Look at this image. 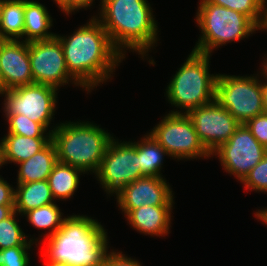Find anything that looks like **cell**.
Segmentation results:
<instances>
[{"label": "cell", "mask_w": 267, "mask_h": 266, "mask_svg": "<svg viewBox=\"0 0 267 266\" xmlns=\"http://www.w3.org/2000/svg\"><path fill=\"white\" fill-rule=\"evenodd\" d=\"M55 37L62 45L69 73L87 94L114 77V70L124 59L95 16L70 36L56 34Z\"/></svg>", "instance_id": "1"}, {"label": "cell", "mask_w": 267, "mask_h": 266, "mask_svg": "<svg viewBox=\"0 0 267 266\" xmlns=\"http://www.w3.org/2000/svg\"><path fill=\"white\" fill-rule=\"evenodd\" d=\"M99 10L95 18L124 58L125 49H129L145 59L151 47L157 44V21L147 0H103Z\"/></svg>", "instance_id": "2"}, {"label": "cell", "mask_w": 267, "mask_h": 266, "mask_svg": "<svg viewBox=\"0 0 267 266\" xmlns=\"http://www.w3.org/2000/svg\"><path fill=\"white\" fill-rule=\"evenodd\" d=\"M107 235L96 219L80 214L67 215L55 234L39 241L46 244L42 257H46V262L72 266H102L109 252Z\"/></svg>", "instance_id": "3"}, {"label": "cell", "mask_w": 267, "mask_h": 266, "mask_svg": "<svg viewBox=\"0 0 267 266\" xmlns=\"http://www.w3.org/2000/svg\"><path fill=\"white\" fill-rule=\"evenodd\" d=\"M96 125L79 120L53 126L52 141L56 146L58 161L78 168L85 174H95L114 138L110 132Z\"/></svg>", "instance_id": "4"}, {"label": "cell", "mask_w": 267, "mask_h": 266, "mask_svg": "<svg viewBox=\"0 0 267 266\" xmlns=\"http://www.w3.org/2000/svg\"><path fill=\"white\" fill-rule=\"evenodd\" d=\"M210 56L192 50L172 76L165 94L168 102L181 110H171L169 113L187 114L215 100L218 74H210Z\"/></svg>", "instance_id": "5"}, {"label": "cell", "mask_w": 267, "mask_h": 266, "mask_svg": "<svg viewBox=\"0 0 267 266\" xmlns=\"http://www.w3.org/2000/svg\"><path fill=\"white\" fill-rule=\"evenodd\" d=\"M196 22L201 31L198 42L192 49L209 54L220 46L240 41L259 30L246 15L210 2H199Z\"/></svg>", "instance_id": "6"}, {"label": "cell", "mask_w": 267, "mask_h": 266, "mask_svg": "<svg viewBox=\"0 0 267 266\" xmlns=\"http://www.w3.org/2000/svg\"><path fill=\"white\" fill-rule=\"evenodd\" d=\"M257 75H217L215 101L241 124L264 113L262 81Z\"/></svg>", "instance_id": "7"}, {"label": "cell", "mask_w": 267, "mask_h": 266, "mask_svg": "<svg viewBox=\"0 0 267 266\" xmlns=\"http://www.w3.org/2000/svg\"><path fill=\"white\" fill-rule=\"evenodd\" d=\"M177 160L210 158L212 155L199 140L192 121L187 114L168 113L148 132Z\"/></svg>", "instance_id": "8"}, {"label": "cell", "mask_w": 267, "mask_h": 266, "mask_svg": "<svg viewBox=\"0 0 267 266\" xmlns=\"http://www.w3.org/2000/svg\"><path fill=\"white\" fill-rule=\"evenodd\" d=\"M95 175L109 196H114L127 184L142 178L137 142H119L113 138Z\"/></svg>", "instance_id": "9"}, {"label": "cell", "mask_w": 267, "mask_h": 266, "mask_svg": "<svg viewBox=\"0 0 267 266\" xmlns=\"http://www.w3.org/2000/svg\"><path fill=\"white\" fill-rule=\"evenodd\" d=\"M58 89L49 85L28 84L0 92L4 114H21L42 124L47 130L55 115Z\"/></svg>", "instance_id": "10"}, {"label": "cell", "mask_w": 267, "mask_h": 266, "mask_svg": "<svg viewBox=\"0 0 267 266\" xmlns=\"http://www.w3.org/2000/svg\"><path fill=\"white\" fill-rule=\"evenodd\" d=\"M29 59L34 83L49 85L58 90L69 82L83 87L69 73L62 45L56 37L29 42Z\"/></svg>", "instance_id": "11"}, {"label": "cell", "mask_w": 267, "mask_h": 266, "mask_svg": "<svg viewBox=\"0 0 267 266\" xmlns=\"http://www.w3.org/2000/svg\"><path fill=\"white\" fill-rule=\"evenodd\" d=\"M267 154L245 124H241L226 143L211 155H217L222 168L242 181Z\"/></svg>", "instance_id": "12"}, {"label": "cell", "mask_w": 267, "mask_h": 266, "mask_svg": "<svg viewBox=\"0 0 267 266\" xmlns=\"http://www.w3.org/2000/svg\"><path fill=\"white\" fill-rule=\"evenodd\" d=\"M199 140L212 154L235 133L241 125L215 100L187 113Z\"/></svg>", "instance_id": "13"}, {"label": "cell", "mask_w": 267, "mask_h": 266, "mask_svg": "<svg viewBox=\"0 0 267 266\" xmlns=\"http://www.w3.org/2000/svg\"><path fill=\"white\" fill-rule=\"evenodd\" d=\"M115 195L124 215L141 206L174 205V193L165 177L144 176L127 184Z\"/></svg>", "instance_id": "14"}, {"label": "cell", "mask_w": 267, "mask_h": 266, "mask_svg": "<svg viewBox=\"0 0 267 266\" xmlns=\"http://www.w3.org/2000/svg\"><path fill=\"white\" fill-rule=\"evenodd\" d=\"M0 65L3 91L34 83L29 59V42L0 39Z\"/></svg>", "instance_id": "15"}, {"label": "cell", "mask_w": 267, "mask_h": 266, "mask_svg": "<svg viewBox=\"0 0 267 266\" xmlns=\"http://www.w3.org/2000/svg\"><path fill=\"white\" fill-rule=\"evenodd\" d=\"M173 206H141L126 214V219L133 229L151 236H166L170 233Z\"/></svg>", "instance_id": "16"}, {"label": "cell", "mask_w": 267, "mask_h": 266, "mask_svg": "<svg viewBox=\"0 0 267 266\" xmlns=\"http://www.w3.org/2000/svg\"><path fill=\"white\" fill-rule=\"evenodd\" d=\"M52 137H26L8 133L1 139L2 165L19 164L44 149Z\"/></svg>", "instance_id": "17"}, {"label": "cell", "mask_w": 267, "mask_h": 266, "mask_svg": "<svg viewBox=\"0 0 267 266\" xmlns=\"http://www.w3.org/2000/svg\"><path fill=\"white\" fill-rule=\"evenodd\" d=\"M58 162L57 150L53 141L29 159L18 164L17 184L47 180Z\"/></svg>", "instance_id": "18"}, {"label": "cell", "mask_w": 267, "mask_h": 266, "mask_svg": "<svg viewBox=\"0 0 267 266\" xmlns=\"http://www.w3.org/2000/svg\"><path fill=\"white\" fill-rule=\"evenodd\" d=\"M53 19L47 7L38 1L25 0L23 38L25 42L49 40L56 34L49 32Z\"/></svg>", "instance_id": "19"}, {"label": "cell", "mask_w": 267, "mask_h": 266, "mask_svg": "<svg viewBox=\"0 0 267 266\" xmlns=\"http://www.w3.org/2000/svg\"><path fill=\"white\" fill-rule=\"evenodd\" d=\"M56 202L47 180L17 184L15 189V211L23 215L32 210Z\"/></svg>", "instance_id": "20"}, {"label": "cell", "mask_w": 267, "mask_h": 266, "mask_svg": "<svg viewBox=\"0 0 267 266\" xmlns=\"http://www.w3.org/2000/svg\"><path fill=\"white\" fill-rule=\"evenodd\" d=\"M24 10L25 0H0V39L23 41Z\"/></svg>", "instance_id": "21"}, {"label": "cell", "mask_w": 267, "mask_h": 266, "mask_svg": "<svg viewBox=\"0 0 267 266\" xmlns=\"http://www.w3.org/2000/svg\"><path fill=\"white\" fill-rule=\"evenodd\" d=\"M82 173L85 174L78 168L58 161L47 178L54 200L63 201L73 197Z\"/></svg>", "instance_id": "22"}, {"label": "cell", "mask_w": 267, "mask_h": 266, "mask_svg": "<svg viewBox=\"0 0 267 266\" xmlns=\"http://www.w3.org/2000/svg\"><path fill=\"white\" fill-rule=\"evenodd\" d=\"M137 155L143 177H163L161 173L163 159L164 156H169V154L149 133L137 141Z\"/></svg>", "instance_id": "23"}, {"label": "cell", "mask_w": 267, "mask_h": 266, "mask_svg": "<svg viewBox=\"0 0 267 266\" xmlns=\"http://www.w3.org/2000/svg\"><path fill=\"white\" fill-rule=\"evenodd\" d=\"M62 215L60 207L54 202L26 212L24 217L26 216L27 221L38 230L48 229L49 233L43 234L45 238H48L61 228L65 219Z\"/></svg>", "instance_id": "24"}, {"label": "cell", "mask_w": 267, "mask_h": 266, "mask_svg": "<svg viewBox=\"0 0 267 266\" xmlns=\"http://www.w3.org/2000/svg\"><path fill=\"white\" fill-rule=\"evenodd\" d=\"M18 213L15 211L10 217L0 221V250L15 246H33L38 239L27 236L18 224ZM35 240V241H34Z\"/></svg>", "instance_id": "25"}, {"label": "cell", "mask_w": 267, "mask_h": 266, "mask_svg": "<svg viewBox=\"0 0 267 266\" xmlns=\"http://www.w3.org/2000/svg\"><path fill=\"white\" fill-rule=\"evenodd\" d=\"M4 116L8 122V133L26 137H52L53 130L48 131L42 124L32 121L25 115L5 114Z\"/></svg>", "instance_id": "26"}, {"label": "cell", "mask_w": 267, "mask_h": 266, "mask_svg": "<svg viewBox=\"0 0 267 266\" xmlns=\"http://www.w3.org/2000/svg\"><path fill=\"white\" fill-rule=\"evenodd\" d=\"M210 2L248 16L258 27L262 20L264 0H201Z\"/></svg>", "instance_id": "27"}, {"label": "cell", "mask_w": 267, "mask_h": 266, "mask_svg": "<svg viewBox=\"0 0 267 266\" xmlns=\"http://www.w3.org/2000/svg\"><path fill=\"white\" fill-rule=\"evenodd\" d=\"M240 183L247 190L267 193V154Z\"/></svg>", "instance_id": "28"}, {"label": "cell", "mask_w": 267, "mask_h": 266, "mask_svg": "<svg viewBox=\"0 0 267 266\" xmlns=\"http://www.w3.org/2000/svg\"><path fill=\"white\" fill-rule=\"evenodd\" d=\"M32 246H15L0 250V266H30L29 250Z\"/></svg>", "instance_id": "29"}, {"label": "cell", "mask_w": 267, "mask_h": 266, "mask_svg": "<svg viewBox=\"0 0 267 266\" xmlns=\"http://www.w3.org/2000/svg\"><path fill=\"white\" fill-rule=\"evenodd\" d=\"M245 125L257 141L267 148V114H259L256 117L249 119Z\"/></svg>", "instance_id": "30"}, {"label": "cell", "mask_w": 267, "mask_h": 266, "mask_svg": "<svg viewBox=\"0 0 267 266\" xmlns=\"http://www.w3.org/2000/svg\"><path fill=\"white\" fill-rule=\"evenodd\" d=\"M102 266H142V264H140V262L136 259L122 254V251L117 252L111 250L107 253Z\"/></svg>", "instance_id": "31"}, {"label": "cell", "mask_w": 267, "mask_h": 266, "mask_svg": "<svg viewBox=\"0 0 267 266\" xmlns=\"http://www.w3.org/2000/svg\"><path fill=\"white\" fill-rule=\"evenodd\" d=\"M95 0H61L57 5L66 15L75 13L80 9L90 8ZM100 8L102 6L103 0H100Z\"/></svg>", "instance_id": "32"}, {"label": "cell", "mask_w": 267, "mask_h": 266, "mask_svg": "<svg viewBox=\"0 0 267 266\" xmlns=\"http://www.w3.org/2000/svg\"><path fill=\"white\" fill-rule=\"evenodd\" d=\"M0 205H15V189L1 175Z\"/></svg>", "instance_id": "33"}, {"label": "cell", "mask_w": 267, "mask_h": 266, "mask_svg": "<svg viewBox=\"0 0 267 266\" xmlns=\"http://www.w3.org/2000/svg\"><path fill=\"white\" fill-rule=\"evenodd\" d=\"M15 205H0V221L10 217L15 212Z\"/></svg>", "instance_id": "34"}, {"label": "cell", "mask_w": 267, "mask_h": 266, "mask_svg": "<svg viewBox=\"0 0 267 266\" xmlns=\"http://www.w3.org/2000/svg\"><path fill=\"white\" fill-rule=\"evenodd\" d=\"M266 3V4H265ZM267 2L266 0H264V4H263V15H262V20L261 23L259 25V30L262 29L265 31L267 30Z\"/></svg>", "instance_id": "35"}, {"label": "cell", "mask_w": 267, "mask_h": 266, "mask_svg": "<svg viewBox=\"0 0 267 266\" xmlns=\"http://www.w3.org/2000/svg\"><path fill=\"white\" fill-rule=\"evenodd\" d=\"M255 216L257 218V220L259 219L260 221H262V224L267 225V208L265 207L263 210H257V212L255 211Z\"/></svg>", "instance_id": "36"}, {"label": "cell", "mask_w": 267, "mask_h": 266, "mask_svg": "<svg viewBox=\"0 0 267 266\" xmlns=\"http://www.w3.org/2000/svg\"><path fill=\"white\" fill-rule=\"evenodd\" d=\"M262 97H263V108L264 113L267 114V82H263L262 79Z\"/></svg>", "instance_id": "37"}, {"label": "cell", "mask_w": 267, "mask_h": 266, "mask_svg": "<svg viewBox=\"0 0 267 266\" xmlns=\"http://www.w3.org/2000/svg\"><path fill=\"white\" fill-rule=\"evenodd\" d=\"M262 69V70H261ZM260 69V76L262 77V78H264L265 80L264 81H266L267 82V55L265 56V58H264V60H263V63H262V68Z\"/></svg>", "instance_id": "38"}, {"label": "cell", "mask_w": 267, "mask_h": 266, "mask_svg": "<svg viewBox=\"0 0 267 266\" xmlns=\"http://www.w3.org/2000/svg\"><path fill=\"white\" fill-rule=\"evenodd\" d=\"M43 266H72L71 264L64 262H45Z\"/></svg>", "instance_id": "39"}, {"label": "cell", "mask_w": 267, "mask_h": 266, "mask_svg": "<svg viewBox=\"0 0 267 266\" xmlns=\"http://www.w3.org/2000/svg\"><path fill=\"white\" fill-rule=\"evenodd\" d=\"M3 91V78H2V70L0 65V92Z\"/></svg>", "instance_id": "40"}, {"label": "cell", "mask_w": 267, "mask_h": 266, "mask_svg": "<svg viewBox=\"0 0 267 266\" xmlns=\"http://www.w3.org/2000/svg\"><path fill=\"white\" fill-rule=\"evenodd\" d=\"M2 152H1V141H0V169L2 167Z\"/></svg>", "instance_id": "41"}, {"label": "cell", "mask_w": 267, "mask_h": 266, "mask_svg": "<svg viewBox=\"0 0 267 266\" xmlns=\"http://www.w3.org/2000/svg\"><path fill=\"white\" fill-rule=\"evenodd\" d=\"M56 4H58L61 0H53Z\"/></svg>", "instance_id": "42"}]
</instances>
